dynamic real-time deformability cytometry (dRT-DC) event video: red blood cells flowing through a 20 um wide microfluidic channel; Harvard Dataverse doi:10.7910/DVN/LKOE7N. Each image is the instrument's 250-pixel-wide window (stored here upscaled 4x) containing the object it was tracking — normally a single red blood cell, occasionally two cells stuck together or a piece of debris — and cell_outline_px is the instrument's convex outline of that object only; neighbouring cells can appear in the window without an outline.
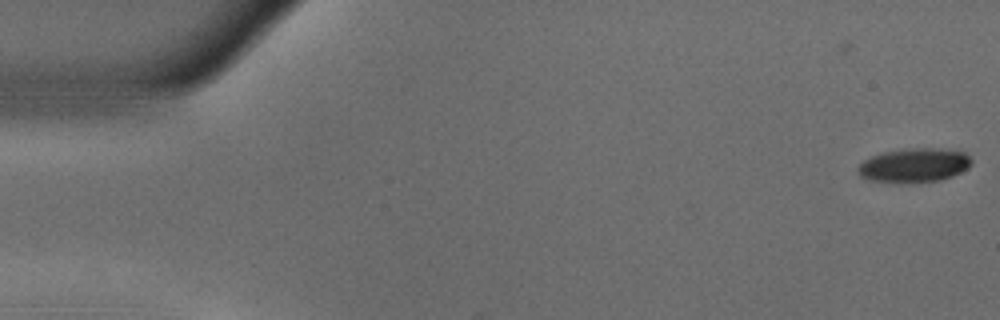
{"species": "common noctule bat (a hibernating species)", "species_latin": "Nyctalus noctula", "temperature_condition": "warm", "stored_images_in_passage": 55, "camera_frame_rate_fps": 3000, "um_per_image_px": 0.085, "animal": {"sex": "male", "body_mass_g": 18.8}, "frame": {"image": 1, "passage_image": 1, "time_ms": 0.0, "image_size_px": [1000, 320], "cell_outline_px": [[972, 164], [968, 168], [952, 176], [940, 180], [868, 180], [860, 176], [856, 168], [864, 160], [872, 156], [884, 152], [912, 148], [936, 148], [964, 152], [972, 160]], "centroid_in_image_um": [77.73, 14.0], "position_along_channel_um": 7.3, "area_um2": 21.68}}
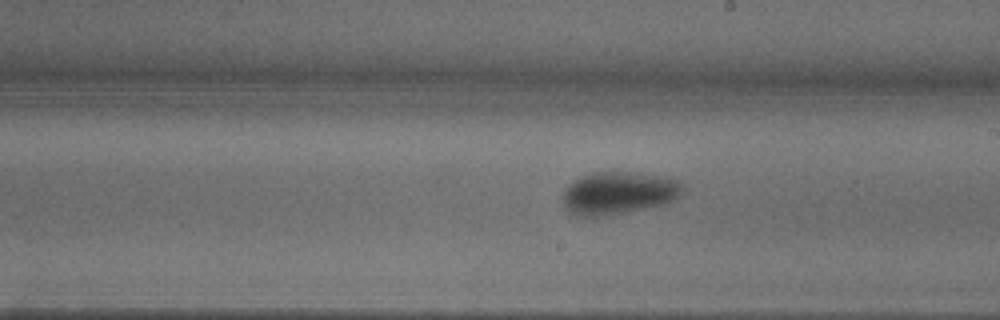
{"frame": {"image": 2, "passage_image": 31, "time_ms": 10.0, "image_size_px": [1000, 320], "cell_outline_px": [[684, 188], [668, 204], [608, 216], [576, 216], [564, 208], [564, 192], [568, 184], [580, 176], [592, 172], [636, 172], [668, 176], [676, 180]], "centroid_in_image_um": [52.57, 16.4], "position_along_channel_um": 236.4, "area_um2": 30.06}}
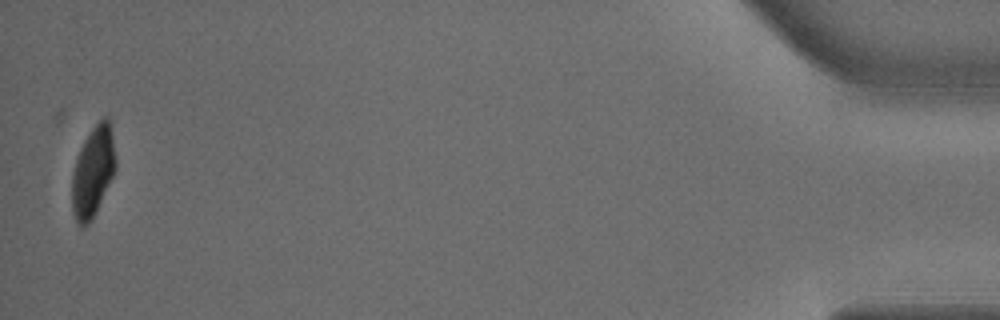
{"frame": {"image": 3, "passage_image": 54, "time_ms": 17.667, "image_size_px": [1000, 320], "cell_outline_px": [[116, 168], [88, 224], [80, 228], [76, 224], [72, 212], [72, 172], [80, 148], [84, 140], [92, 128], [104, 116], [108, 116], [112, 136], [116, 160]], "centroid_in_image_um": [7.87, 14.58], "position_along_channel_um": 427.3, "area_um2": 22.54}, "authors_computed_cell_mechanics": {"area_um2": 26.3568, "velocity_mm_per_s": 3.6761, "shape_relaxation_time_tau1_ms": 11.3839, "shape_relaxation_time_tau2_ms": null, "deformation_change_tau1": 0.3125, "deformation_change_tau2": null}}